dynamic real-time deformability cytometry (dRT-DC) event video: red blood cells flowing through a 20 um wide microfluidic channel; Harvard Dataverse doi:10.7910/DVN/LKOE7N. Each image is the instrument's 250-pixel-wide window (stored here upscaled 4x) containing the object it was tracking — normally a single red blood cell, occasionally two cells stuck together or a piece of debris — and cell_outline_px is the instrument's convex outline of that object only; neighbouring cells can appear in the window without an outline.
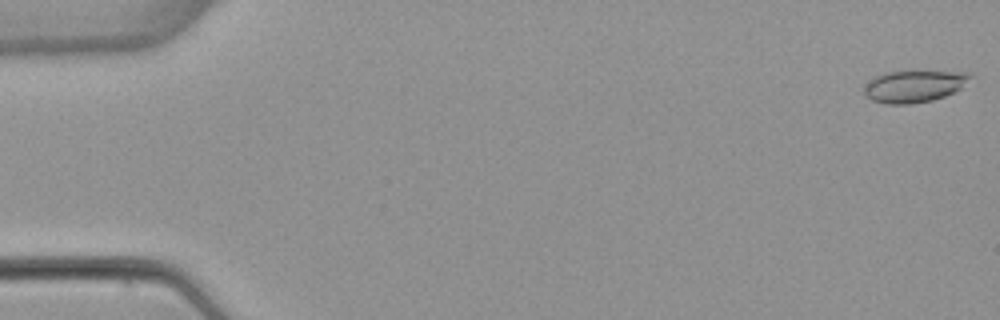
{"species": "common noctule bat (a hibernating species)", "species_latin": "Nyctalus noctula", "temperature_condition": "warm", "stored_images_in_passage": 46, "camera_frame_rate_fps": 3000, "um_per_image_px": 0.085, "animal": {"sex": "female", "body_mass_g": 22.7, "forearm_length_mm": 54.2}, "frame": {"image": 1, "passage_image": 1, "time_ms": 0.0, "image_size_px": [1000, 320], "cell_outline_px": [[976, 76], [960, 88], [944, 96], [932, 100], [912, 104], [884, 104], [872, 100], [864, 96], [864, 88], [872, 76], [884, 72], [912, 68], [920, 68], [972, 72]], "centroid_in_image_um": [77.74, 7.25], "position_along_channel_um": 7.3, "area_um2": 21.21}}
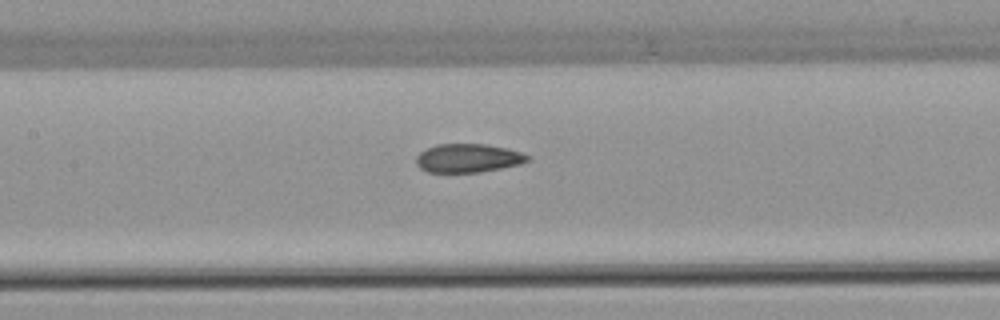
{"frame": {"image": 2, "passage_image": 25, "time_ms": 8.0, "image_size_px": [1000, 320], "cell_outline_px": [[532, 160], [520, 164], [480, 172], [428, 172], [420, 168], [416, 164], [416, 156], [420, 152], [436, 144], [484, 144], [508, 148], [524, 152], [532, 156]], "centroid_in_image_um": [39.84, 13.43], "position_along_channel_um": 167.6, "area_um2": 18.79}}
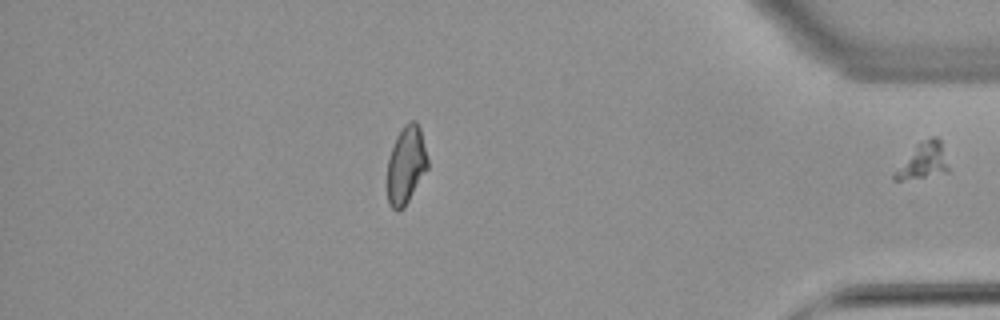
{"frame": {"image": 3, "passage_image": 46, "time_ms": 15.0, "image_size_px": [1000, 320], "cell_outline_px": [[948, 172], [900, 180], [892, 180], [892, 172], [916, 144], [932, 136], [936, 136], [940, 140], [948, 168]], "centroid_in_image_um": [78.4, 13.67], "position_along_channel_um": 356.8, "area_um2": 11.04}}